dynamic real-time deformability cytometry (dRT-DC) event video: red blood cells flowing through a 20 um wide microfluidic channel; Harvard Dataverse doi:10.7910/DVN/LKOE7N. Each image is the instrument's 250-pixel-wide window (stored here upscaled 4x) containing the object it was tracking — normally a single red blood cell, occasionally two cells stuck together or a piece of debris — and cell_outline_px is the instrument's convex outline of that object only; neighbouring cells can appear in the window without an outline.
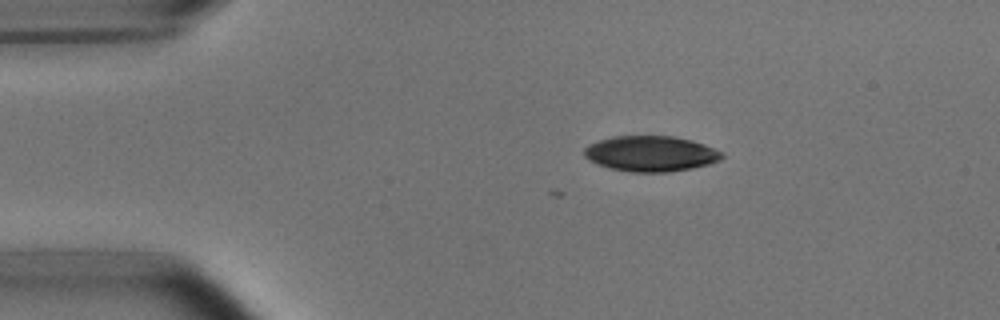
{"species": "common noctule bat (a hibernating species)", "species_latin": "Nyctalus noctula", "temperature_condition": "room temperature", "stored_images_in_passage": 4, "camera_frame_rate_fps": 3000, "um_per_image_px": 0.085, "animal": {"sex": "male", "body_mass_g": 15.6}, "frame": {"image": 1, "passage_image": 1, "time_ms": 0.0, "image_size_px": [1000, 320], "cell_outline_px": [[724, 156], [720, 160], [708, 164], [692, 168], [668, 172], [632, 172], [612, 168], [588, 160], [584, 156], [584, 148], [588, 144], [612, 136], [672, 136], [692, 140], [704, 144], [724, 152]], "centroid_in_image_um": [55.33, 13.05], "position_along_channel_um": 29.7, "area_um2": 28.5}}